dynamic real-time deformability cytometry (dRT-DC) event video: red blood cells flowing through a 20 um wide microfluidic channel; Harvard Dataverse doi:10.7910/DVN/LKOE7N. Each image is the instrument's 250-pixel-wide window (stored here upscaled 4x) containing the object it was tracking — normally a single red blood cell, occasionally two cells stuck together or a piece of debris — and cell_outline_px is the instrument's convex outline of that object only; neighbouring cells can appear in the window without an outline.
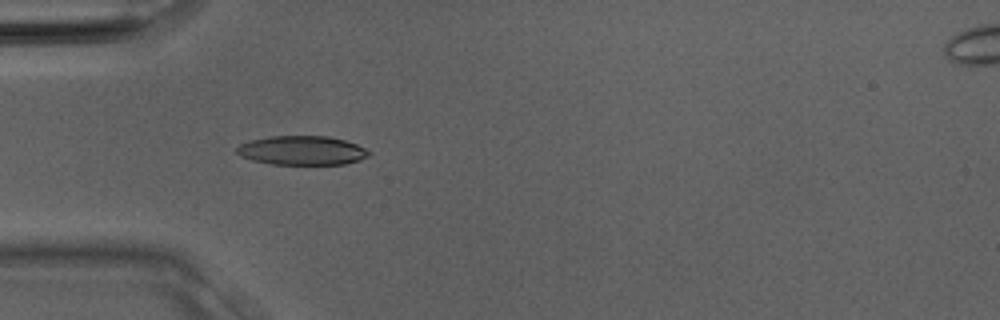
{"species": "Egyptian fruit bat (a non-hibernating species)", "species_latin": "Rousettus aegyptiacus", "temperature_condition": "room temperature", "stored_images_in_passage": 3, "camera_frame_rate_fps": 3000, "um_per_image_px": 0.085, "animal": {"sex": "male"}, "frame": {"image": 1, "passage_image": 3, "time_ms": 0.667, "image_size_px": [1000, 320], "cell_outline_px": [[372, 152], [368, 156], [360, 160], [344, 164], [272, 164], [252, 160], [240, 156], [236, 152], [236, 148], [240, 144], [252, 140], [268, 136], [328, 136], [344, 140], [356, 144]], "centroid_in_image_um": [25.67, 12.79], "position_along_channel_um": 59.3, "area_um2": 22.37}}